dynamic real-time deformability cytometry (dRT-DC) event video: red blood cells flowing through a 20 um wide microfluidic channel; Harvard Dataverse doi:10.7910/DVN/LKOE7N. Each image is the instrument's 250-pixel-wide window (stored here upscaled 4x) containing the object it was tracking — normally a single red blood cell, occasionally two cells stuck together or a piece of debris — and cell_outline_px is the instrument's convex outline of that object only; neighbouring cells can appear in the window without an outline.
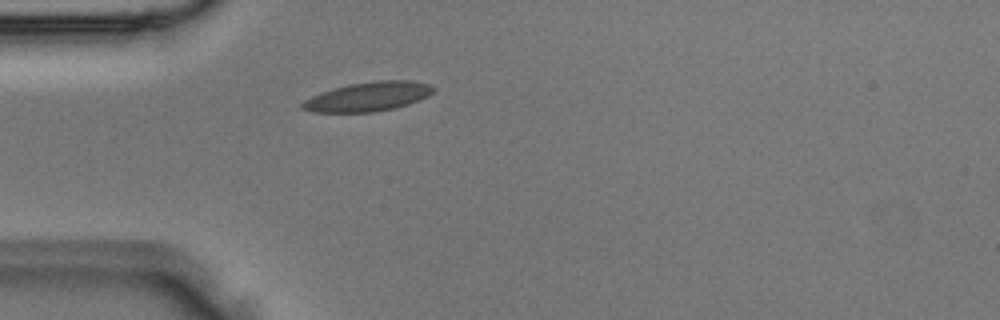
{"species": "Egyptian fruit bat (a non-hibernating species)", "species_latin": "Rousettus aegyptiacus", "temperature_condition": "room temperature", "stored_images_in_passage": 2, "camera_frame_rate_fps": 3000, "um_per_image_px": 0.085, "animal": {"sex": "male"}, "frame": {"image": 1, "passage_image": 2, "time_ms": 0.333, "image_size_px": [1000, 320], "cell_outline_px": [[436, 88], [428, 96], [408, 104], [396, 108], [372, 112], [312, 112], [300, 108], [300, 104], [304, 100], [320, 92], [332, 88], [348, 84], [372, 80], [412, 80], [428, 84]], "centroid_in_image_um": [31.26, 8.2], "position_along_channel_um": 53.7, "area_um2": 22.54}}